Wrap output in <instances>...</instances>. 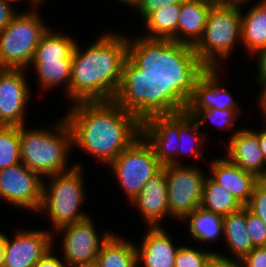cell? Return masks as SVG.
Listing matches in <instances>:
<instances>
[{
	"instance_id": "6da1fadb",
	"label": "cell",
	"mask_w": 266,
	"mask_h": 267,
	"mask_svg": "<svg viewBox=\"0 0 266 267\" xmlns=\"http://www.w3.org/2000/svg\"><path fill=\"white\" fill-rule=\"evenodd\" d=\"M158 82L134 40L103 33L83 53L76 42L69 85L73 103L145 96Z\"/></svg>"
},
{
	"instance_id": "7a4b0ae2",
	"label": "cell",
	"mask_w": 266,
	"mask_h": 267,
	"mask_svg": "<svg viewBox=\"0 0 266 267\" xmlns=\"http://www.w3.org/2000/svg\"><path fill=\"white\" fill-rule=\"evenodd\" d=\"M160 87L159 81L145 96L73 103L64 117L73 146L109 165L142 135L144 104Z\"/></svg>"
},
{
	"instance_id": "3957f363",
	"label": "cell",
	"mask_w": 266,
	"mask_h": 267,
	"mask_svg": "<svg viewBox=\"0 0 266 267\" xmlns=\"http://www.w3.org/2000/svg\"><path fill=\"white\" fill-rule=\"evenodd\" d=\"M217 70V67L188 68L176 62L159 76V81L183 109H240L231 93L220 86Z\"/></svg>"
},
{
	"instance_id": "277c9868",
	"label": "cell",
	"mask_w": 266,
	"mask_h": 267,
	"mask_svg": "<svg viewBox=\"0 0 266 267\" xmlns=\"http://www.w3.org/2000/svg\"><path fill=\"white\" fill-rule=\"evenodd\" d=\"M240 6L232 3L212 6L202 38L178 63L188 68H220V58L231 56L236 41H241Z\"/></svg>"
},
{
	"instance_id": "5b68a950",
	"label": "cell",
	"mask_w": 266,
	"mask_h": 267,
	"mask_svg": "<svg viewBox=\"0 0 266 267\" xmlns=\"http://www.w3.org/2000/svg\"><path fill=\"white\" fill-rule=\"evenodd\" d=\"M55 129L28 130L20 126L21 162L41 177L71 170L66 168L68 154L73 146L72 132L66 119H60ZM27 129V130H26Z\"/></svg>"
},
{
	"instance_id": "8992f818",
	"label": "cell",
	"mask_w": 266,
	"mask_h": 267,
	"mask_svg": "<svg viewBox=\"0 0 266 267\" xmlns=\"http://www.w3.org/2000/svg\"><path fill=\"white\" fill-rule=\"evenodd\" d=\"M142 135L152 145L162 166L180 165L179 104L160 87L144 104Z\"/></svg>"
},
{
	"instance_id": "52a82bcc",
	"label": "cell",
	"mask_w": 266,
	"mask_h": 267,
	"mask_svg": "<svg viewBox=\"0 0 266 267\" xmlns=\"http://www.w3.org/2000/svg\"><path fill=\"white\" fill-rule=\"evenodd\" d=\"M181 4H172L150 13L143 21L148 35L133 38L137 51L160 76L178 62V20Z\"/></svg>"
},
{
	"instance_id": "ba28073f",
	"label": "cell",
	"mask_w": 266,
	"mask_h": 267,
	"mask_svg": "<svg viewBox=\"0 0 266 267\" xmlns=\"http://www.w3.org/2000/svg\"><path fill=\"white\" fill-rule=\"evenodd\" d=\"M81 167L75 164L69 171L48 176L51 179L48 185L43 180L42 204L38 212H47L54 231L89 217L80 212L86 197Z\"/></svg>"
},
{
	"instance_id": "9c48e42d",
	"label": "cell",
	"mask_w": 266,
	"mask_h": 267,
	"mask_svg": "<svg viewBox=\"0 0 266 267\" xmlns=\"http://www.w3.org/2000/svg\"><path fill=\"white\" fill-rule=\"evenodd\" d=\"M36 11L18 13L0 32V69H26L49 29Z\"/></svg>"
},
{
	"instance_id": "30bf717a",
	"label": "cell",
	"mask_w": 266,
	"mask_h": 267,
	"mask_svg": "<svg viewBox=\"0 0 266 267\" xmlns=\"http://www.w3.org/2000/svg\"><path fill=\"white\" fill-rule=\"evenodd\" d=\"M108 167L113 170L131 202L141 192L145 183L163 168L152 145L143 135L122 151Z\"/></svg>"
},
{
	"instance_id": "8fae6325",
	"label": "cell",
	"mask_w": 266,
	"mask_h": 267,
	"mask_svg": "<svg viewBox=\"0 0 266 267\" xmlns=\"http://www.w3.org/2000/svg\"><path fill=\"white\" fill-rule=\"evenodd\" d=\"M167 197L170 217L182 220L199 208L205 174L197 167L166 165Z\"/></svg>"
},
{
	"instance_id": "7c38bea8",
	"label": "cell",
	"mask_w": 266,
	"mask_h": 267,
	"mask_svg": "<svg viewBox=\"0 0 266 267\" xmlns=\"http://www.w3.org/2000/svg\"><path fill=\"white\" fill-rule=\"evenodd\" d=\"M42 191V177L22 162L0 169V198L15 207L38 212Z\"/></svg>"
},
{
	"instance_id": "4fadbf2b",
	"label": "cell",
	"mask_w": 266,
	"mask_h": 267,
	"mask_svg": "<svg viewBox=\"0 0 266 267\" xmlns=\"http://www.w3.org/2000/svg\"><path fill=\"white\" fill-rule=\"evenodd\" d=\"M55 232L63 234L62 250L63 261L68 266L96 261L102 244L108 239L112 232H106L99 238L92 219L89 217L64 225Z\"/></svg>"
},
{
	"instance_id": "5bb4252c",
	"label": "cell",
	"mask_w": 266,
	"mask_h": 267,
	"mask_svg": "<svg viewBox=\"0 0 266 267\" xmlns=\"http://www.w3.org/2000/svg\"><path fill=\"white\" fill-rule=\"evenodd\" d=\"M26 69H0V126H24L29 98Z\"/></svg>"
},
{
	"instance_id": "9a60e30c",
	"label": "cell",
	"mask_w": 266,
	"mask_h": 267,
	"mask_svg": "<svg viewBox=\"0 0 266 267\" xmlns=\"http://www.w3.org/2000/svg\"><path fill=\"white\" fill-rule=\"evenodd\" d=\"M49 232L19 230L12 240L6 236L3 267H35L53 246V236Z\"/></svg>"
},
{
	"instance_id": "2e32d148",
	"label": "cell",
	"mask_w": 266,
	"mask_h": 267,
	"mask_svg": "<svg viewBox=\"0 0 266 267\" xmlns=\"http://www.w3.org/2000/svg\"><path fill=\"white\" fill-rule=\"evenodd\" d=\"M229 139L227 158L260 179L265 174L266 161L259 146V132L239 129Z\"/></svg>"
},
{
	"instance_id": "e0dca14e",
	"label": "cell",
	"mask_w": 266,
	"mask_h": 267,
	"mask_svg": "<svg viewBox=\"0 0 266 267\" xmlns=\"http://www.w3.org/2000/svg\"><path fill=\"white\" fill-rule=\"evenodd\" d=\"M138 208L146 224L150 227H161L163 217L170 216L167 197L166 170L162 168L143 186L138 196L132 201Z\"/></svg>"
},
{
	"instance_id": "ac0fdd59",
	"label": "cell",
	"mask_w": 266,
	"mask_h": 267,
	"mask_svg": "<svg viewBox=\"0 0 266 267\" xmlns=\"http://www.w3.org/2000/svg\"><path fill=\"white\" fill-rule=\"evenodd\" d=\"M212 6L186 0L181 3L178 20V62L200 41Z\"/></svg>"
},
{
	"instance_id": "d6986e66",
	"label": "cell",
	"mask_w": 266,
	"mask_h": 267,
	"mask_svg": "<svg viewBox=\"0 0 266 267\" xmlns=\"http://www.w3.org/2000/svg\"><path fill=\"white\" fill-rule=\"evenodd\" d=\"M210 164V177L229 190L245 206L260 179L253 173L232 163L227 157L214 159Z\"/></svg>"
},
{
	"instance_id": "ffe728a7",
	"label": "cell",
	"mask_w": 266,
	"mask_h": 267,
	"mask_svg": "<svg viewBox=\"0 0 266 267\" xmlns=\"http://www.w3.org/2000/svg\"><path fill=\"white\" fill-rule=\"evenodd\" d=\"M141 246L136 245L137 262H143L144 267H174L176 247L162 227H148L142 239ZM139 267V266H138Z\"/></svg>"
},
{
	"instance_id": "44dd1931",
	"label": "cell",
	"mask_w": 266,
	"mask_h": 267,
	"mask_svg": "<svg viewBox=\"0 0 266 267\" xmlns=\"http://www.w3.org/2000/svg\"><path fill=\"white\" fill-rule=\"evenodd\" d=\"M241 42L249 54L266 48V0H262L243 15L241 11Z\"/></svg>"
},
{
	"instance_id": "7402d4cb",
	"label": "cell",
	"mask_w": 266,
	"mask_h": 267,
	"mask_svg": "<svg viewBox=\"0 0 266 267\" xmlns=\"http://www.w3.org/2000/svg\"><path fill=\"white\" fill-rule=\"evenodd\" d=\"M223 237L235 258H244L253 248L246 228V207L223 217Z\"/></svg>"
},
{
	"instance_id": "603a6c76",
	"label": "cell",
	"mask_w": 266,
	"mask_h": 267,
	"mask_svg": "<svg viewBox=\"0 0 266 267\" xmlns=\"http://www.w3.org/2000/svg\"><path fill=\"white\" fill-rule=\"evenodd\" d=\"M98 267H138L135 244L111 234L96 258Z\"/></svg>"
},
{
	"instance_id": "cb8c5ba5",
	"label": "cell",
	"mask_w": 266,
	"mask_h": 267,
	"mask_svg": "<svg viewBox=\"0 0 266 267\" xmlns=\"http://www.w3.org/2000/svg\"><path fill=\"white\" fill-rule=\"evenodd\" d=\"M200 208L213 212L221 217L238 211L243 205L226 188L206 176L202 192Z\"/></svg>"
},
{
	"instance_id": "d4e9b609",
	"label": "cell",
	"mask_w": 266,
	"mask_h": 267,
	"mask_svg": "<svg viewBox=\"0 0 266 267\" xmlns=\"http://www.w3.org/2000/svg\"><path fill=\"white\" fill-rule=\"evenodd\" d=\"M75 45L76 41L70 36L51 32L49 28L37 45L31 62L72 60Z\"/></svg>"
},
{
	"instance_id": "484cf974",
	"label": "cell",
	"mask_w": 266,
	"mask_h": 267,
	"mask_svg": "<svg viewBox=\"0 0 266 267\" xmlns=\"http://www.w3.org/2000/svg\"><path fill=\"white\" fill-rule=\"evenodd\" d=\"M184 221H189L191 236L198 242H215L220 236L223 237V217L213 212L199 207L188 214Z\"/></svg>"
},
{
	"instance_id": "4316f807",
	"label": "cell",
	"mask_w": 266,
	"mask_h": 267,
	"mask_svg": "<svg viewBox=\"0 0 266 267\" xmlns=\"http://www.w3.org/2000/svg\"><path fill=\"white\" fill-rule=\"evenodd\" d=\"M72 60H52L45 62H31L42 89L47 90L58 85H64L69 96Z\"/></svg>"
},
{
	"instance_id": "83f0119b",
	"label": "cell",
	"mask_w": 266,
	"mask_h": 267,
	"mask_svg": "<svg viewBox=\"0 0 266 267\" xmlns=\"http://www.w3.org/2000/svg\"><path fill=\"white\" fill-rule=\"evenodd\" d=\"M206 136L205 133L203 135L200 132V126L196 121L179 105V148L177 156L193 154L195 157H201L203 151L200 148H202L201 144L208 140Z\"/></svg>"
},
{
	"instance_id": "f1b7e54d",
	"label": "cell",
	"mask_w": 266,
	"mask_h": 267,
	"mask_svg": "<svg viewBox=\"0 0 266 267\" xmlns=\"http://www.w3.org/2000/svg\"><path fill=\"white\" fill-rule=\"evenodd\" d=\"M21 162L20 127L0 126V169Z\"/></svg>"
},
{
	"instance_id": "f546056e",
	"label": "cell",
	"mask_w": 266,
	"mask_h": 267,
	"mask_svg": "<svg viewBox=\"0 0 266 267\" xmlns=\"http://www.w3.org/2000/svg\"><path fill=\"white\" fill-rule=\"evenodd\" d=\"M201 126L207 119L223 130L231 129L236 123L240 109H184Z\"/></svg>"
},
{
	"instance_id": "4dcf8cb0",
	"label": "cell",
	"mask_w": 266,
	"mask_h": 267,
	"mask_svg": "<svg viewBox=\"0 0 266 267\" xmlns=\"http://www.w3.org/2000/svg\"><path fill=\"white\" fill-rule=\"evenodd\" d=\"M213 251L198 250L180 246L174 261V267H206Z\"/></svg>"
},
{
	"instance_id": "1f68e13d",
	"label": "cell",
	"mask_w": 266,
	"mask_h": 267,
	"mask_svg": "<svg viewBox=\"0 0 266 267\" xmlns=\"http://www.w3.org/2000/svg\"><path fill=\"white\" fill-rule=\"evenodd\" d=\"M246 228L254 247L266 246V224L246 208Z\"/></svg>"
},
{
	"instance_id": "d6a6232c",
	"label": "cell",
	"mask_w": 266,
	"mask_h": 267,
	"mask_svg": "<svg viewBox=\"0 0 266 267\" xmlns=\"http://www.w3.org/2000/svg\"><path fill=\"white\" fill-rule=\"evenodd\" d=\"M245 207L259 216L266 224V184L261 180L256 183L250 200Z\"/></svg>"
},
{
	"instance_id": "836d02e7",
	"label": "cell",
	"mask_w": 266,
	"mask_h": 267,
	"mask_svg": "<svg viewBox=\"0 0 266 267\" xmlns=\"http://www.w3.org/2000/svg\"><path fill=\"white\" fill-rule=\"evenodd\" d=\"M186 0H142L137 8L139 15L144 20L150 13L172 4H181Z\"/></svg>"
},
{
	"instance_id": "e575fe53",
	"label": "cell",
	"mask_w": 266,
	"mask_h": 267,
	"mask_svg": "<svg viewBox=\"0 0 266 267\" xmlns=\"http://www.w3.org/2000/svg\"><path fill=\"white\" fill-rule=\"evenodd\" d=\"M241 260L243 267H266V246L254 247Z\"/></svg>"
},
{
	"instance_id": "d590c367",
	"label": "cell",
	"mask_w": 266,
	"mask_h": 267,
	"mask_svg": "<svg viewBox=\"0 0 266 267\" xmlns=\"http://www.w3.org/2000/svg\"><path fill=\"white\" fill-rule=\"evenodd\" d=\"M237 260V261H236ZM208 267H243L241 259L233 260L229 257H224L218 253L213 252L207 262Z\"/></svg>"
},
{
	"instance_id": "8d00e7d4",
	"label": "cell",
	"mask_w": 266,
	"mask_h": 267,
	"mask_svg": "<svg viewBox=\"0 0 266 267\" xmlns=\"http://www.w3.org/2000/svg\"><path fill=\"white\" fill-rule=\"evenodd\" d=\"M17 14L18 12L15 11L14 7L4 0H0V32L10 24Z\"/></svg>"
},
{
	"instance_id": "74e56055",
	"label": "cell",
	"mask_w": 266,
	"mask_h": 267,
	"mask_svg": "<svg viewBox=\"0 0 266 267\" xmlns=\"http://www.w3.org/2000/svg\"><path fill=\"white\" fill-rule=\"evenodd\" d=\"M53 253V246L42 256V258L36 263L35 267H67V264L60 260Z\"/></svg>"
},
{
	"instance_id": "f35d334b",
	"label": "cell",
	"mask_w": 266,
	"mask_h": 267,
	"mask_svg": "<svg viewBox=\"0 0 266 267\" xmlns=\"http://www.w3.org/2000/svg\"><path fill=\"white\" fill-rule=\"evenodd\" d=\"M257 56V80L258 82H261V87L266 86V48H263L259 51H257L255 54Z\"/></svg>"
},
{
	"instance_id": "ab89813d",
	"label": "cell",
	"mask_w": 266,
	"mask_h": 267,
	"mask_svg": "<svg viewBox=\"0 0 266 267\" xmlns=\"http://www.w3.org/2000/svg\"><path fill=\"white\" fill-rule=\"evenodd\" d=\"M259 146L266 161V128L259 131Z\"/></svg>"
},
{
	"instance_id": "60d3db41",
	"label": "cell",
	"mask_w": 266,
	"mask_h": 267,
	"mask_svg": "<svg viewBox=\"0 0 266 267\" xmlns=\"http://www.w3.org/2000/svg\"><path fill=\"white\" fill-rule=\"evenodd\" d=\"M6 246V235L0 232V267L4 264V251Z\"/></svg>"
},
{
	"instance_id": "b9f144b4",
	"label": "cell",
	"mask_w": 266,
	"mask_h": 267,
	"mask_svg": "<svg viewBox=\"0 0 266 267\" xmlns=\"http://www.w3.org/2000/svg\"><path fill=\"white\" fill-rule=\"evenodd\" d=\"M259 96V105L261 106L260 108L262 109L261 111L263 112L264 117H266V86L262 87L261 94Z\"/></svg>"
},
{
	"instance_id": "7bdbcfd3",
	"label": "cell",
	"mask_w": 266,
	"mask_h": 267,
	"mask_svg": "<svg viewBox=\"0 0 266 267\" xmlns=\"http://www.w3.org/2000/svg\"><path fill=\"white\" fill-rule=\"evenodd\" d=\"M194 1L202 2L210 6H221L228 4V0H194Z\"/></svg>"
},
{
	"instance_id": "ee69618b",
	"label": "cell",
	"mask_w": 266,
	"mask_h": 267,
	"mask_svg": "<svg viewBox=\"0 0 266 267\" xmlns=\"http://www.w3.org/2000/svg\"><path fill=\"white\" fill-rule=\"evenodd\" d=\"M121 3H125V5H130L132 8L135 7L136 10L140 6L142 0H118Z\"/></svg>"
},
{
	"instance_id": "f6af8a7d",
	"label": "cell",
	"mask_w": 266,
	"mask_h": 267,
	"mask_svg": "<svg viewBox=\"0 0 266 267\" xmlns=\"http://www.w3.org/2000/svg\"><path fill=\"white\" fill-rule=\"evenodd\" d=\"M68 267H98V265L96 261H93V262H87V263H78V264H74Z\"/></svg>"
},
{
	"instance_id": "bcb514c9",
	"label": "cell",
	"mask_w": 266,
	"mask_h": 267,
	"mask_svg": "<svg viewBox=\"0 0 266 267\" xmlns=\"http://www.w3.org/2000/svg\"><path fill=\"white\" fill-rule=\"evenodd\" d=\"M4 1L7 2L8 4L12 5L11 4L12 2H16V1H20V0H4ZM29 2L33 5V8H35V7L37 8L38 7L37 5H39L35 0H30Z\"/></svg>"
},
{
	"instance_id": "7dc6e473",
	"label": "cell",
	"mask_w": 266,
	"mask_h": 267,
	"mask_svg": "<svg viewBox=\"0 0 266 267\" xmlns=\"http://www.w3.org/2000/svg\"><path fill=\"white\" fill-rule=\"evenodd\" d=\"M250 0H228V4L229 3H232V4H242V5H244V3H247V2H249Z\"/></svg>"
},
{
	"instance_id": "c3c4849f",
	"label": "cell",
	"mask_w": 266,
	"mask_h": 267,
	"mask_svg": "<svg viewBox=\"0 0 266 267\" xmlns=\"http://www.w3.org/2000/svg\"><path fill=\"white\" fill-rule=\"evenodd\" d=\"M260 180L266 184V171L265 174L260 178Z\"/></svg>"
},
{
	"instance_id": "681fc988",
	"label": "cell",
	"mask_w": 266,
	"mask_h": 267,
	"mask_svg": "<svg viewBox=\"0 0 266 267\" xmlns=\"http://www.w3.org/2000/svg\"><path fill=\"white\" fill-rule=\"evenodd\" d=\"M38 4H42V1L44 2L45 0H35Z\"/></svg>"
}]
</instances>
